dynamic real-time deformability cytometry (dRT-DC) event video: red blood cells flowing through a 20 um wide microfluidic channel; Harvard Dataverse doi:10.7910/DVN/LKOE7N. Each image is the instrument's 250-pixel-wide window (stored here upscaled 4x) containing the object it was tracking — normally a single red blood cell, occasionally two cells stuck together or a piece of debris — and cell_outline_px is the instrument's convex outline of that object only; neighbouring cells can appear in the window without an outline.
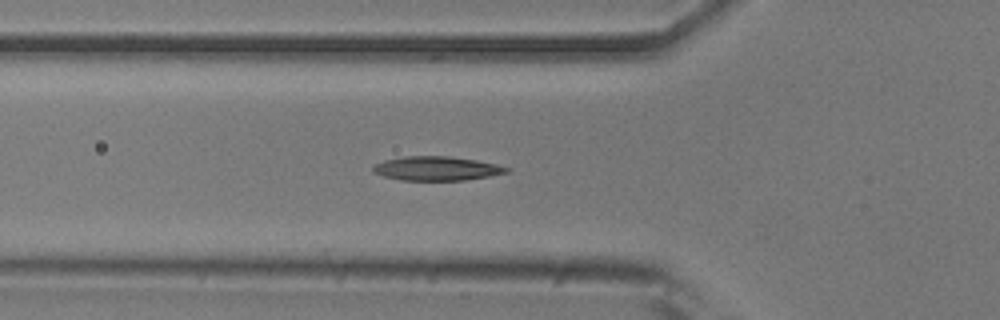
{"species": "common noctule bat (a hibernating species)", "species_latin": "Nyctalus noctula", "temperature_condition": "room temperature", "stored_images_in_passage": 22, "camera_frame_rate_fps": 3000, "um_per_image_px": 0.085, "animal": {"sex": "male", "body_mass_g": 20.5, "forearm_length_mm": 52.5}, "frame": {"image": 1, "passage_image": 19, "time_ms": 6.0, "image_size_px": [1000, 320], "cell_outline_px": [[508, 172], [488, 176], [464, 180], [400, 180], [384, 176], [372, 172], [372, 168], [376, 164], [384, 160], [404, 156], [452, 156], [476, 160], [496, 164], [508, 168]], "centroid_in_image_um": [37.08, 14.31], "position_along_channel_um": 88.7, "area_um2": 18.61}}
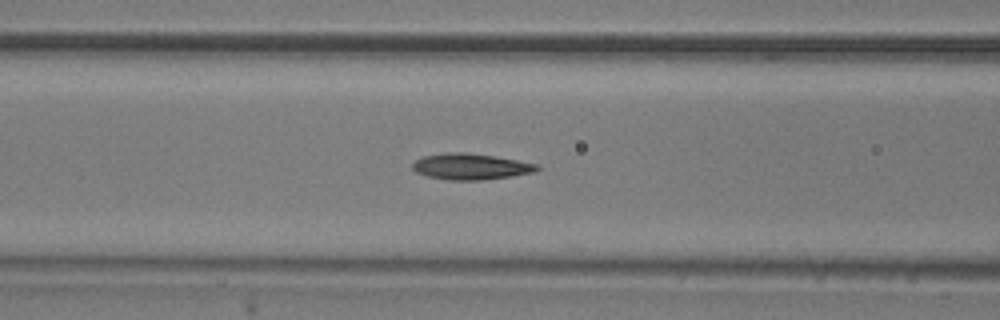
{"frame": {"image": 2, "passage_image": 22, "time_ms": 7.0, "image_size_px": [1000, 320], "cell_outline_px": [[540, 168], [536, 172], [512, 176], [484, 180], [448, 180], [428, 176], [416, 172], [412, 168], [412, 164], [416, 160], [424, 156], [448, 152], [464, 152], [492, 156], [540, 164]], "centroid_in_image_um": [40.04, 14.16], "position_along_channel_um": 126.6, "area_um2": 18.9}}